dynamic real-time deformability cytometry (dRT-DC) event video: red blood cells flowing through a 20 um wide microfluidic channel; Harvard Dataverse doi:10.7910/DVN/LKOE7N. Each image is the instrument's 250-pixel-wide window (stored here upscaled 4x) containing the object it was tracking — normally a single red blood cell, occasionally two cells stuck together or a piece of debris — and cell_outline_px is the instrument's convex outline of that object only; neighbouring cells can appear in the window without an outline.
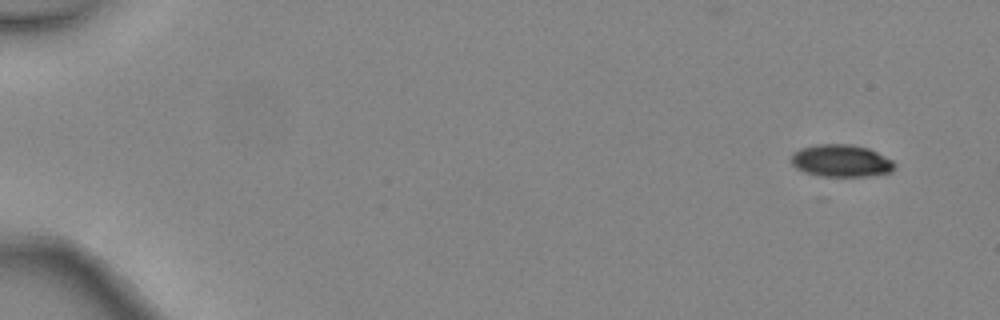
{"species": "common noctule bat (a hibernating species)", "species_latin": "Nyctalus noctula", "temperature_condition": "warm", "stored_images_in_passage": 4, "camera_frame_rate_fps": 3000, "um_per_image_px": 0.085, "animal": {"sex": "female", "body_mass_g": 24.6, "forearm_length_mm": 56.2}, "frame": {"image": 1, "passage_image": 1, "time_ms": 0.0, "image_size_px": [1000, 320], "cell_outline_px": [[896, 168], [892, 172], [872, 176], [820, 176], [804, 172], [796, 168], [788, 160], [792, 152], [800, 148], [816, 144], [852, 144], [868, 148], [892, 160], [896, 164]], "centroid_in_image_um": [71.47, 13.67], "position_along_channel_um": 13.5, "area_um2": 19.83}}
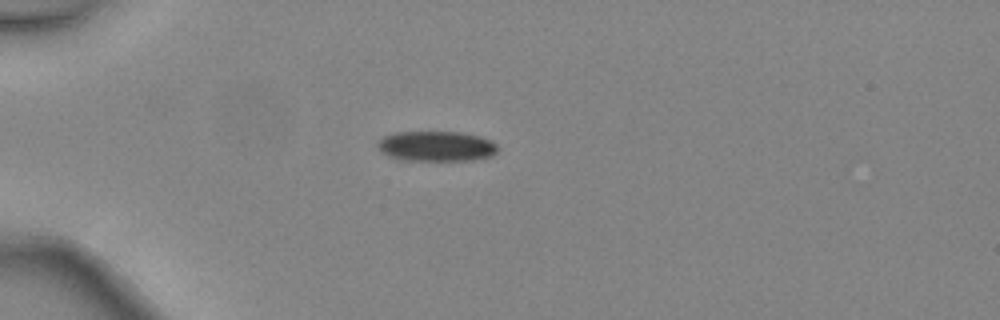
{"frame": {"image": 2, "passage_image": 4, "time_ms": 1.0, "image_size_px": [1000, 320], "cell_outline_px": [[500, 148], [492, 156], [472, 160], [396, 160], [380, 152], [376, 144], [384, 136], [396, 132], [460, 132], [480, 136], [492, 140]], "centroid_in_image_um": [37.09, 12.43], "position_along_channel_um": 47.9, "area_um2": 21.39}}